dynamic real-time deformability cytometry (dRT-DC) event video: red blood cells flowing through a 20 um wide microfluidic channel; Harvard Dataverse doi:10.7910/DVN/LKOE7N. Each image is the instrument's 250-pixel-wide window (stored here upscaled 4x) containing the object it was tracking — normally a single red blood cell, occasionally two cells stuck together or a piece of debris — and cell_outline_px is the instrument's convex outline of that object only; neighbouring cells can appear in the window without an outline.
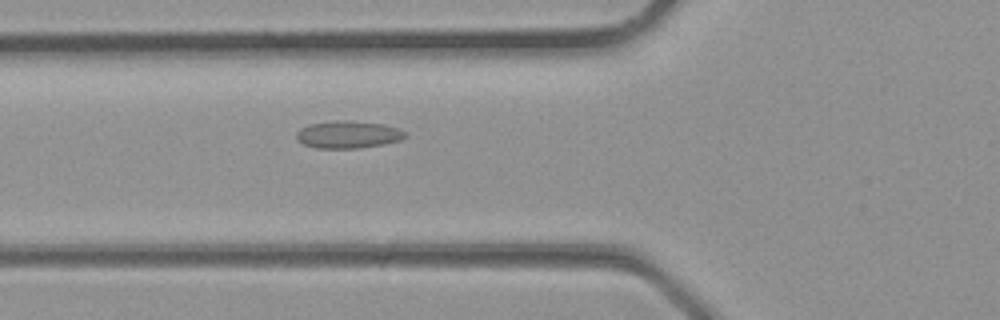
{"species": "common noctule bat (a hibernating species)", "species_latin": "Nyctalus noctula", "temperature_condition": "room temperature", "stored_images_in_passage": 22, "camera_frame_rate_fps": 3000, "um_per_image_px": 0.085, "animal": {"sex": "male", "body_mass_g": 23.1, "forearm_length_mm": 52.7}, "frame": {"image": 1, "passage_image": 3, "time_ms": 0.667, "image_size_px": [1000, 320], "cell_outline_px": [[408, 136], [400, 140], [360, 148], [316, 148], [304, 144], [296, 140], [296, 132], [300, 128], [308, 124], [336, 120], [348, 120], [384, 124], [408, 132]], "centroid_in_image_um": [29.57, 11.43], "position_along_channel_um": 96.2, "area_um2": 17.46}}
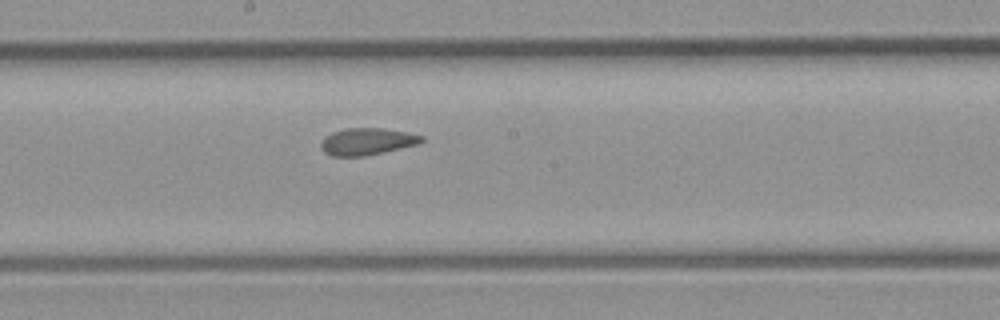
{"frame": {"image": 2, "passage_image": 9, "time_ms": 2.667, "image_size_px": [1000, 320], "cell_outline_px": [[424, 140], [420, 144], [384, 152], [364, 156], [332, 156], [324, 152], [320, 148], [320, 144], [332, 132], [348, 128], [380, 128], [408, 132], [424, 136]], "centroid_in_image_um": [31.25, 12.03], "position_along_channel_um": 217.0, "area_um2": 15.78}}
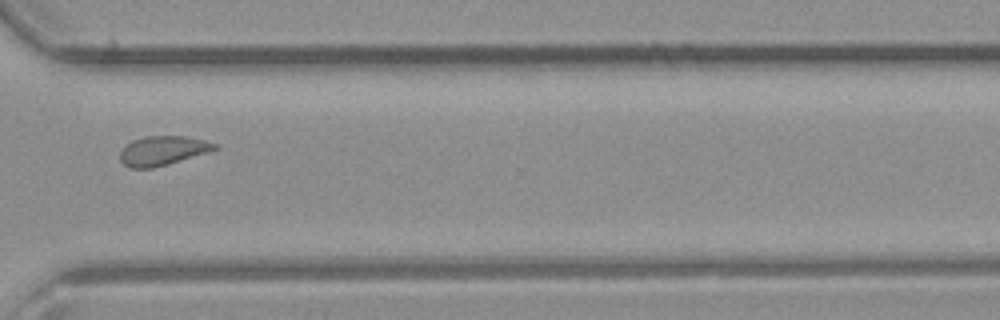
{"frame": {"image": 3, "passage_image": 16, "time_ms": 5.0, "image_size_px": [1000, 320], "cell_outline_px": [[220, 148], [208, 152], [168, 164], [152, 168], [132, 168], [124, 164], [120, 160], [120, 152], [132, 140], [144, 136], [188, 136], [220, 144]], "centroid_in_image_um": [13.88, 12.79], "position_along_channel_um": 356.7, "area_um2": 16.18}}